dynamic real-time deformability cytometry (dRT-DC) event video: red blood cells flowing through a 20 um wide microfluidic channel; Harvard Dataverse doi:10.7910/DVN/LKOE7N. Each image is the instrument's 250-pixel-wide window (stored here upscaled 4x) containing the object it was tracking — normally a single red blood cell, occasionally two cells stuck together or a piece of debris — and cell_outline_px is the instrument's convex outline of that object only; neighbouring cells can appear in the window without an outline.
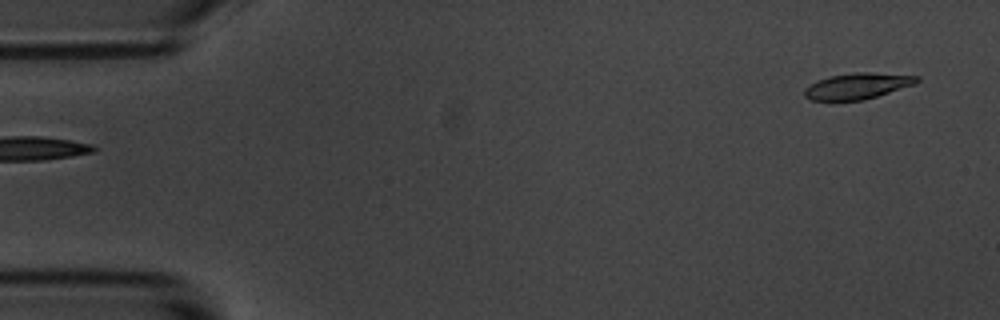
{"species": "common noctule bat (a hibernating species)", "species_latin": "Nyctalus noctula", "temperature_condition": "room temperature", "stored_images_in_passage": 6, "segment_of_instrument_passage": [2, 2], "camera_frame_rate_fps": 3000, "um_per_image_px": 0.085, "animal": {"sex": "male", "body_mass_g": 20.1, "forearm_length_mm": 53.5}, "frame": {"image": 1, "passage_image": 6, "time_ms": 6.0, "image_size_px": [1000, 320], "cell_outline_px": [[920, 80], [916, 84], [864, 100], [812, 100], [804, 96], [804, 88], [820, 80], [832, 76], [856, 72], [868, 72], [920, 76]], "centroid_in_image_um": [72.94, 7.31], "position_along_channel_um": 12.1, "area_um2": 16.82}}